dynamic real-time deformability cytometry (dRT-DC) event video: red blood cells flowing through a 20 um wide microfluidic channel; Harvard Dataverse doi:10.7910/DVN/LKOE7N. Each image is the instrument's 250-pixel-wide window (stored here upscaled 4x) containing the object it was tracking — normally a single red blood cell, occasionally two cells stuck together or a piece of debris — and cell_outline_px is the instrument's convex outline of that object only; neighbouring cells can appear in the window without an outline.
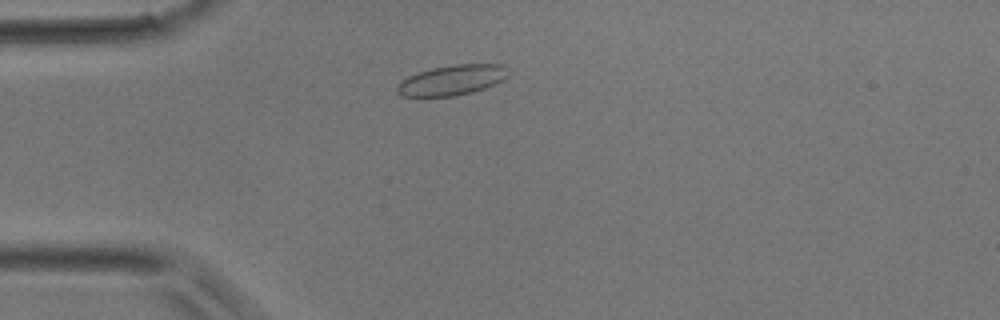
{"species": "common noctule bat (a hibernating species)", "species_latin": "Nyctalus noctula", "temperature_condition": "room temperature", "stored_images_in_passage": 3, "camera_frame_rate_fps": 3000, "um_per_image_px": 0.085, "animal": {"sex": "male", "body_mass_g": 17.9}, "frame": {"image": 1, "passage_image": 2, "time_ms": 1.333, "image_size_px": [1000, 320], "cell_outline_px": [[508, 76], [496, 84], [472, 92], [452, 96], [400, 96], [396, 92], [396, 84], [400, 80], [408, 76], [432, 68], [456, 64], [504, 64], [508, 68]], "centroid_in_image_um": [38.41, 6.8], "position_along_channel_um": 46.6, "area_um2": 19.65}}